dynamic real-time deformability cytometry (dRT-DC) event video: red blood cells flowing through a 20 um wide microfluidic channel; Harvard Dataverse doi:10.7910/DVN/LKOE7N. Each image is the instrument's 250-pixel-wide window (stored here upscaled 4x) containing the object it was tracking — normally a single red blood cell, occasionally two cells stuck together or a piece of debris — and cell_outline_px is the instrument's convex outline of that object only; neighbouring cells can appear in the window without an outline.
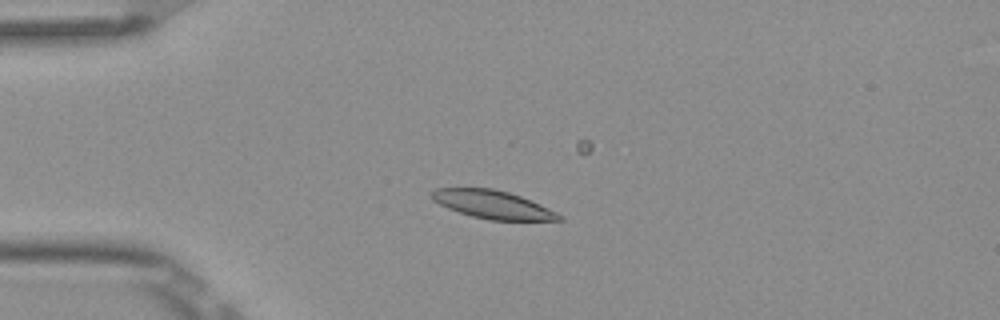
{"species": "Egyptian fruit bat (a non-hibernating species)", "species_latin": "Rousettus aegyptiacus", "temperature_condition": "room temperature", "stored_images_in_passage": 7, "camera_frame_rate_fps": 3000, "um_per_image_px": 0.085, "frame": {"image": 1, "passage_image": 4, "time_ms": 1.0, "image_size_px": [1000, 320], "cell_outline_px": [[564, 220], [488, 220], [472, 216], [448, 208], [432, 200], [432, 192], [436, 188], [492, 188], [508, 192], [520, 196], [548, 208], [564, 216]], "centroid_in_image_um": [41.89, 17.39], "position_along_channel_um": 43.1, "area_um2": 20.63}}
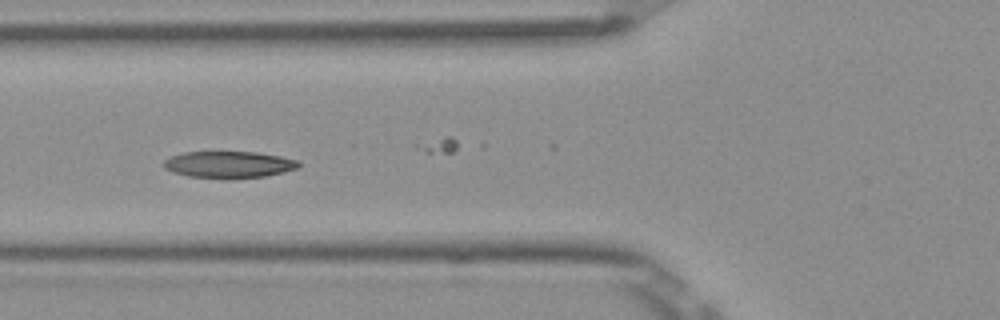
{"frame": {"image": 2, "passage_image": 6, "time_ms": 1.667, "image_size_px": [1000, 320], "cell_outline_px": [[300, 168], [284, 172], [264, 176], [228, 180], [224, 180], [188, 176], [172, 172], [164, 168], [164, 160], [172, 156], [184, 152], [256, 152], [280, 156], [296, 160], [300, 164]], "centroid_in_image_um": [19.45, 14.01], "position_along_channel_um": 106.3, "area_um2": 21.33}}
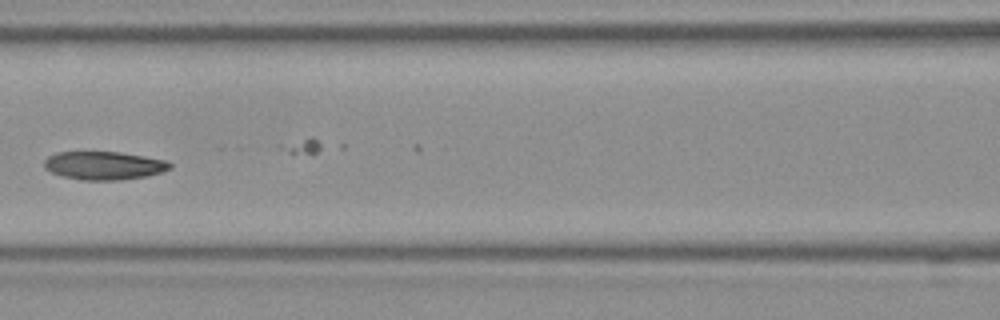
{"frame": {"image": 3, "passage_image": 7, "time_ms": 2.0, "image_size_px": [1000, 320], "cell_outline_px": [[172, 168], [148, 176], [120, 180], [80, 180], [64, 176], [52, 172], [44, 168], [44, 160], [48, 156], [56, 152], [120, 152], [168, 160], [172, 164]], "centroid_in_image_um": [8.86, 14.07], "position_along_channel_um": 157.7, "area_um2": 20.81}}